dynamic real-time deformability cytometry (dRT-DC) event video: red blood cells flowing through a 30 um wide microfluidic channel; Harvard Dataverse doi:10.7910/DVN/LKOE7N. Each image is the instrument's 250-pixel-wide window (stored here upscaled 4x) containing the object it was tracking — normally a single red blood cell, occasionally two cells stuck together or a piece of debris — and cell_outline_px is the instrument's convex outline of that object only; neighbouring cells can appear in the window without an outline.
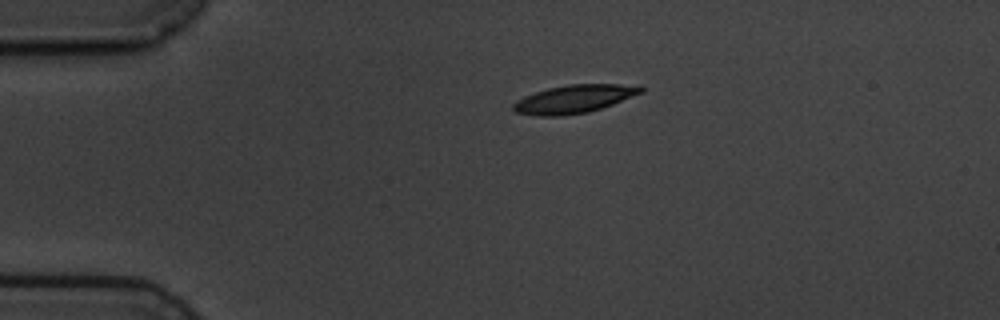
{"species": "common noctule bat (a hibernating species)", "species_latin": "Nyctalus noctula", "temperature_condition": "cold", "stored_images_in_passage": 2, "camera_frame_rate_fps": 3000, "um_per_image_px": 0.085, "animal": {"sex": "male", "body_mass_g": 19.5, "forearm_length_mm": 54.6}, "frame": {"image": 1, "passage_image": 1, "time_ms": 0.0, "image_size_px": [1000, 320], "cell_outline_px": [[644, 92], [612, 104], [588, 112], [560, 116], [540, 116], [516, 112], [512, 108], [512, 104], [516, 100], [524, 96], [548, 88], [568, 84], [640, 84], [644, 88]], "centroid_in_image_um": [48.83, 8.4], "position_along_channel_um": 36.2, "area_um2": 20.98}}